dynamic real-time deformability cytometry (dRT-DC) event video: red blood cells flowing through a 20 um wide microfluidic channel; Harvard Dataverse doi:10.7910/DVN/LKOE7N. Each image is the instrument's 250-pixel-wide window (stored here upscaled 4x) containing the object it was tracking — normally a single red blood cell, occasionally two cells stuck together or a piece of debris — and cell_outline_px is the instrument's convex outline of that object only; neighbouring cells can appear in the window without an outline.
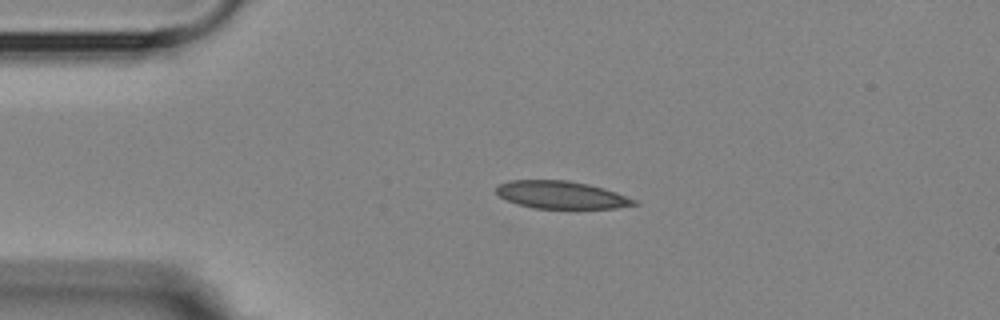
{"species": "Egyptian fruit bat (a non-hibernating species)", "species_latin": "Rousettus aegyptiacus", "temperature_condition": "room temperature", "stored_images_in_passage": 3, "camera_frame_rate_fps": 3000, "um_per_image_px": 0.085, "animal": {"sex": "female"}, "frame": {"image": 1, "passage_image": 1, "time_ms": 0.0, "image_size_px": [1000, 320], "cell_outline_px": [[640, 204], [616, 208], [532, 208], [516, 204], [500, 196], [496, 192], [496, 188], [500, 184], [508, 180], [568, 180], [588, 184], [604, 188], [616, 192], [636, 200]], "centroid_in_image_um": [47.71, 16.56], "position_along_channel_um": 37.3, "area_um2": 22.14}}